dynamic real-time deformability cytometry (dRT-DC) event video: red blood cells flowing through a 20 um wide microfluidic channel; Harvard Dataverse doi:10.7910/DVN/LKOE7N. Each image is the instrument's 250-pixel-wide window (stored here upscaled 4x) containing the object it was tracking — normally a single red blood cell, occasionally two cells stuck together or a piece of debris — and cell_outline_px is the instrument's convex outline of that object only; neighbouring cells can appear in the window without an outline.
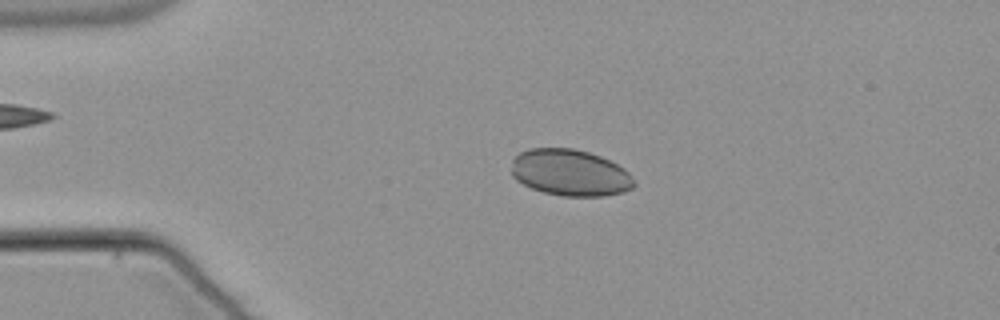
{"species": "common noctule bat (a hibernating species)", "species_latin": "Nyctalus noctula", "temperature_condition": "warm", "stored_images_in_passage": 54, "camera_frame_rate_fps": 3000, "um_per_image_px": 0.085, "animal": {"sex": "male", "body_mass_g": 21.5, "forearm_length_mm": 52.0}, "frame": {"image": 1, "passage_image": 12, "time_ms": 3.667, "image_size_px": [1000, 320], "cell_outline_px": [[636, 184], [632, 188], [624, 192], [604, 196], [564, 196], [544, 192], [532, 188], [516, 180], [512, 176], [512, 160], [520, 152], [528, 148], [572, 148], [588, 152], [600, 156], [624, 168], [632, 176]], "centroid_in_image_um": [48.46, 14.68], "position_along_channel_um": 36.5, "area_um2": 33.29}}
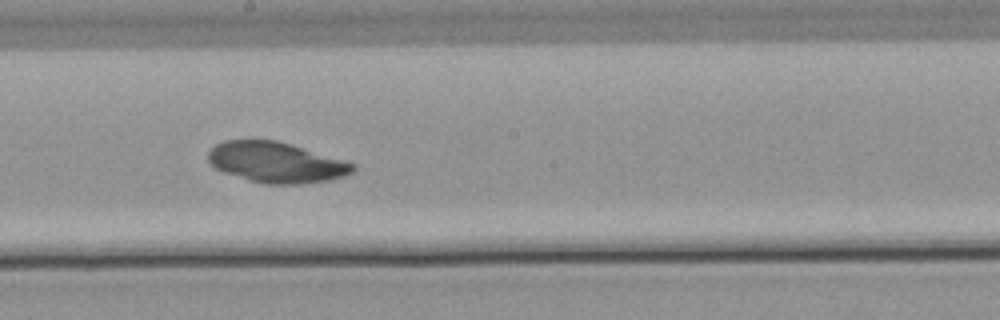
{"frame": {"image": 2, "passage_image": 30, "time_ms": 9.667, "image_size_px": [1000, 320], "cell_outline_px": [[356, 168], [352, 172], [344, 176], [332, 180], [300, 184], [264, 184], [248, 180], [224, 172], [216, 168], [208, 160], [208, 152], [216, 144], [224, 140], [276, 140], [356, 164]], "centroid_in_image_um": [23.47, 13.81], "position_along_channel_um": 224.7, "area_um2": 33.99}}
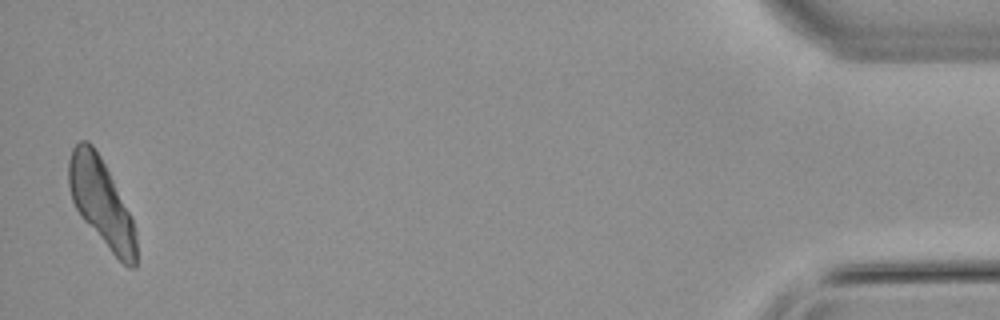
{"frame": {"image": 3, "passage_image": 53, "time_ms": 17.333, "image_size_px": [1000, 320], "cell_outline_px": [[136, 268], [128, 268], [112, 252], [80, 216], [72, 200], [68, 184], [68, 160], [72, 148], [80, 140], [88, 140], [92, 144], [100, 156], [136, 228]], "centroid_in_image_um": [8.59, 17.21], "position_along_channel_um": 426.6, "area_um2": 33.64}}